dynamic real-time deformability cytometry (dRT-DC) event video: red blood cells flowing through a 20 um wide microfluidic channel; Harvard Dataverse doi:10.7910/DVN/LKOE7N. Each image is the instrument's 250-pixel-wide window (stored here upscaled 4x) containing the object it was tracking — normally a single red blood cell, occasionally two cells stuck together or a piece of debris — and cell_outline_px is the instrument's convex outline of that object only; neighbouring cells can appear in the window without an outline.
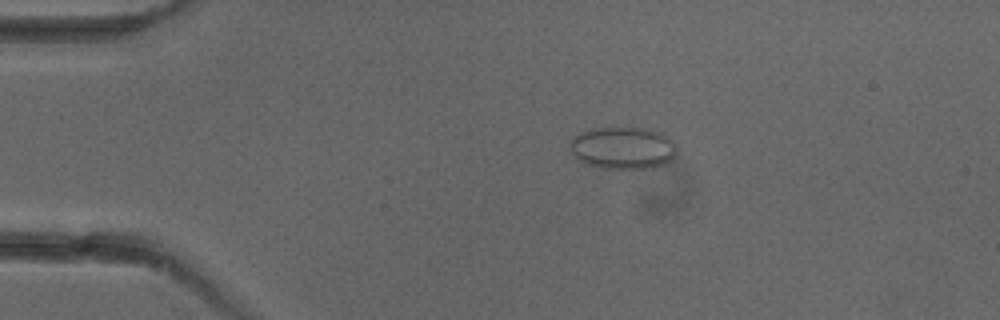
{"species": "common noctule bat (a hibernating species)", "species_latin": "Nyctalus noctula", "temperature_condition": "cold", "stored_images_in_passage": 5, "camera_frame_rate_fps": 3000, "um_per_image_px": 0.085, "animal": {"sex": "female"}, "frame": {"image": 1, "passage_image": 2, "time_ms": 2.333, "image_size_px": [1000, 320], "cell_outline_px": [[676, 156], [672, 160], [664, 164], [652, 168], [600, 168], [584, 164], [572, 152], [568, 144], [568, 140], [584, 132], [596, 128], [644, 128], [660, 132], [668, 136], [676, 144]], "centroid_in_image_um": [52.97, 12.58], "position_along_channel_um": 32.0, "area_um2": 26.36}}
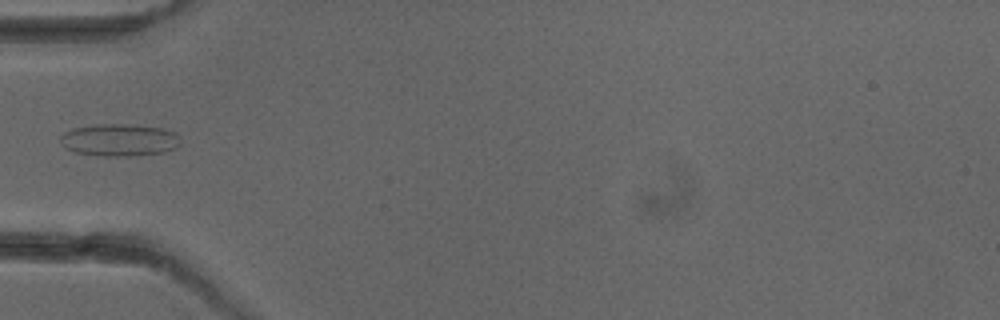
{"frame": {"image": 2, "passage_image": 4, "time_ms": 4.667, "image_size_px": [1000, 320], "cell_outline_px": [[180, 144], [164, 152], [128, 156], [96, 156], [76, 152], [64, 148], [60, 140], [60, 136], [64, 132], [72, 128], [96, 124], [128, 124], [164, 128], [176, 132], [180, 136]], "centroid_in_image_um": [10.13, 11.89], "position_along_channel_um": 74.9, "area_um2": 22.83}}